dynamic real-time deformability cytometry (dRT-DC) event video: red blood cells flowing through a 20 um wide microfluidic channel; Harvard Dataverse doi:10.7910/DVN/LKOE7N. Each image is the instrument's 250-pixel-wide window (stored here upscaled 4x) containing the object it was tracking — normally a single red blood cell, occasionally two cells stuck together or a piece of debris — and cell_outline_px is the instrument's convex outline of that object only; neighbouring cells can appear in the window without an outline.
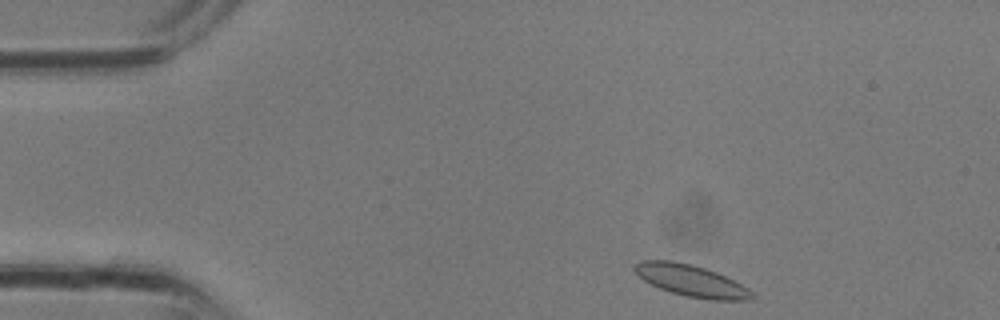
{"species": "common noctule bat (a hibernating species)", "species_latin": "Nyctalus noctula", "temperature_condition": "room temperature", "stored_images_in_passage": 28, "camera_frame_rate_fps": 3000, "um_per_image_px": 0.085, "animal": {"sex": "male", "body_mass_g": 13.3}, "frame": {"image": 1, "passage_image": 1, "time_ms": 0.0, "image_size_px": [1000, 320], "cell_outline_px": [[756, 296], [748, 300], [708, 300], [688, 296], [672, 292], [660, 288], [644, 280], [632, 268], [640, 260], [672, 260], [692, 264], [716, 272], [748, 288]], "centroid_in_image_um": [58.75, 23.85], "position_along_channel_um": 26.2, "area_um2": 21.39}}
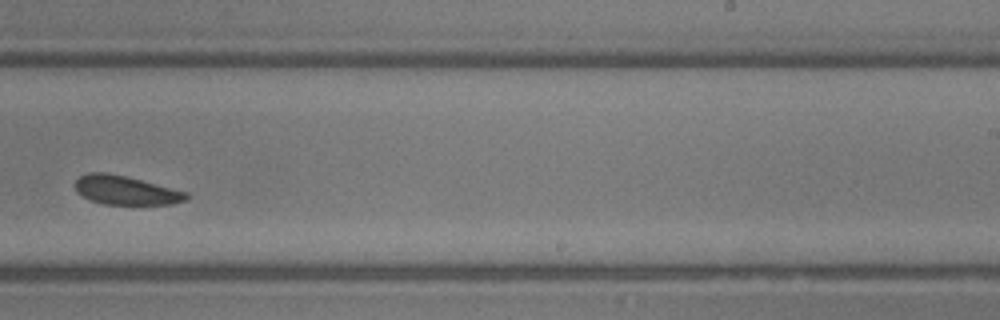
{"frame": {"image": 2, "passage_image": 16, "time_ms": 5.0, "image_size_px": [1000, 320], "cell_outline_px": [[188, 200], [172, 204], [104, 204], [88, 200], [76, 192], [76, 180], [80, 176], [88, 172], [108, 172], [188, 192]], "centroid_in_image_um": [10.67, 16.18], "position_along_channel_um": 278.3, "area_um2": 18.67}}
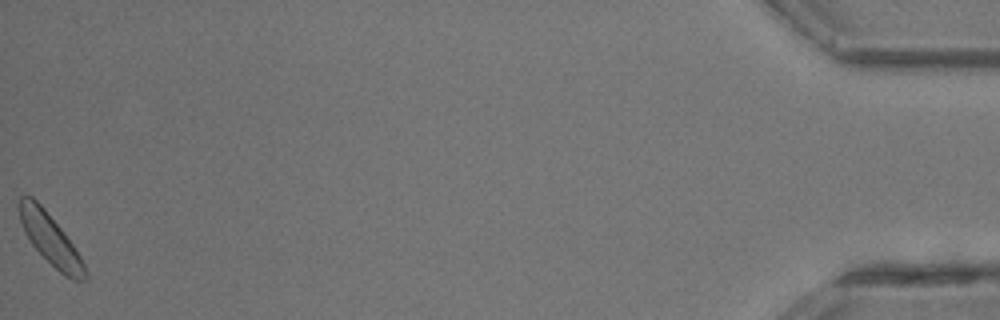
{"frame": {"image": 3, "passage_image": 28, "time_ms": 9.0, "image_size_px": [1000, 320], "cell_outline_px": [[88, 280], [72, 280], [64, 276], [32, 244], [24, 232], [20, 220], [16, 204], [20, 196], [32, 196], [44, 208], [64, 232], [80, 256], [84, 264], [88, 276]], "centroid_in_image_um": [4.26, 20.31], "position_along_channel_um": 430.9, "area_um2": 19.36}}